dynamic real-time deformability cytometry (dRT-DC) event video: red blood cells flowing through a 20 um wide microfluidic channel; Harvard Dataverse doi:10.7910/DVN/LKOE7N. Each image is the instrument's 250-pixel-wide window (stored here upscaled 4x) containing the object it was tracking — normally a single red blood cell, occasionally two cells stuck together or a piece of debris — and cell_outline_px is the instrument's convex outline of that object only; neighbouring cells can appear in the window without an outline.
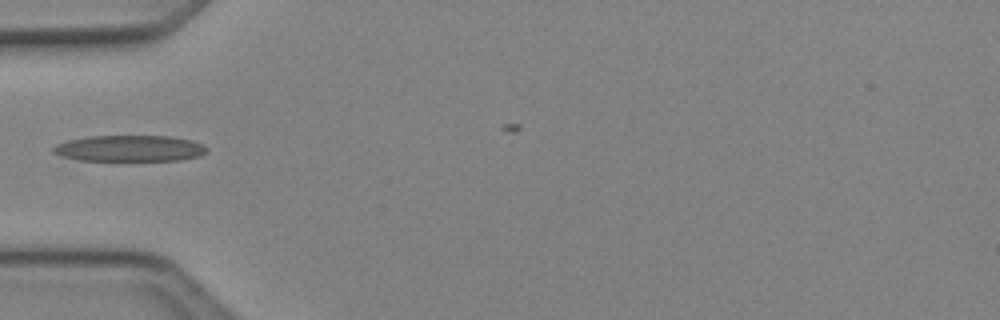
{"species": "Egyptian fruit bat (a non-hibernating species)", "species_latin": "Rousettus aegyptiacus", "temperature_condition": "cold", "stored_images_in_passage": 7, "camera_frame_rate_fps": 3000, "um_per_image_px": 0.085, "animal": {"sex": "female"}, "frame": {"image": 1, "passage_image": 6, "time_ms": 1.667, "image_size_px": [1000, 320], "cell_outline_px": [[208, 152], [200, 156], [180, 160], [80, 160], [60, 156], [52, 152], [52, 148], [56, 144], [68, 140], [88, 136], [168, 136], [192, 140], [208, 148]], "centroid_in_image_um": [11.01, 12.61], "position_along_channel_um": 74.0, "area_um2": 23.41}}